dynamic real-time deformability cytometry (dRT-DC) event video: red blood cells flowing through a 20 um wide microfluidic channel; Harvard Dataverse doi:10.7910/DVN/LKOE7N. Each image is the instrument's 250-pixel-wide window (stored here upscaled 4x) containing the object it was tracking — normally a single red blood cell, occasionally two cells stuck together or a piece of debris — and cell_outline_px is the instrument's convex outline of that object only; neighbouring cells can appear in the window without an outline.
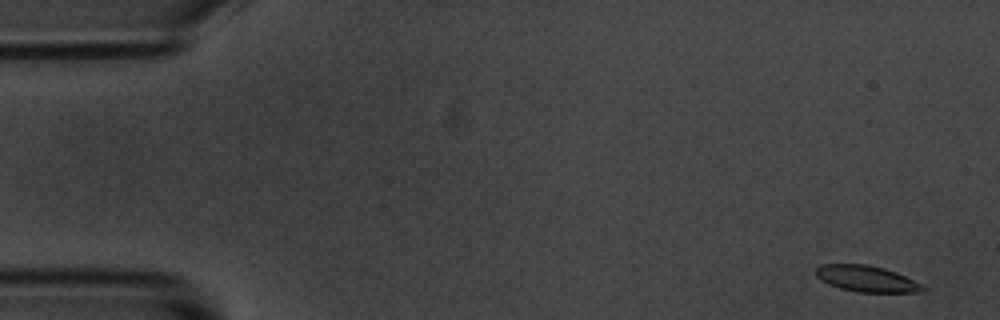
{"species": "common noctule bat (a hibernating species)", "species_latin": "Nyctalus noctula", "temperature_condition": "room temperature", "stored_images_in_passage": 6, "camera_frame_rate_fps": 3000, "um_per_image_px": 0.085, "animal": {"sex": "male", "body_mass_g": 20.1, "forearm_length_mm": 53.5}, "frame": {"image": 1, "passage_image": 1, "time_ms": 0.0, "image_size_px": [1000, 320], "cell_outline_px": [[928, 288], [924, 292], [860, 292], [840, 288], [828, 284], [820, 280], [816, 276], [816, 268], [820, 264], [868, 264], [884, 268], [896, 272]], "centroid_in_image_um": [73.64, 23.69], "position_along_channel_um": 11.4, "area_um2": 16.3}}
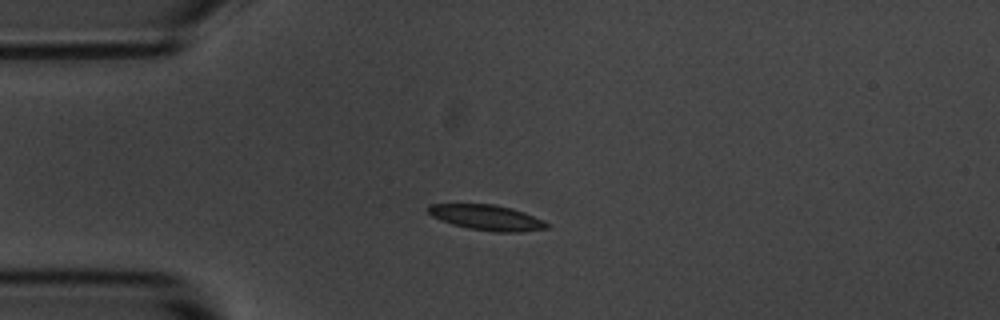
{"frame": {"image": 2, "passage_image": 4, "time_ms": 3.667, "image_size_px": [1000, 320], "cell_outline_px": [[548, 228], [524, 232], [496, 232], [468, 228], [452, 224], [440, 220], [432, 216], [428, 212], [428, 204], [496, 204], [512, 208], [524, 212], [544, 220], [548, 224]], "centroid_in_image_um": [41.4, 18.49], "position_along_channel_um": 43.6, "area_um2": 17.63}}